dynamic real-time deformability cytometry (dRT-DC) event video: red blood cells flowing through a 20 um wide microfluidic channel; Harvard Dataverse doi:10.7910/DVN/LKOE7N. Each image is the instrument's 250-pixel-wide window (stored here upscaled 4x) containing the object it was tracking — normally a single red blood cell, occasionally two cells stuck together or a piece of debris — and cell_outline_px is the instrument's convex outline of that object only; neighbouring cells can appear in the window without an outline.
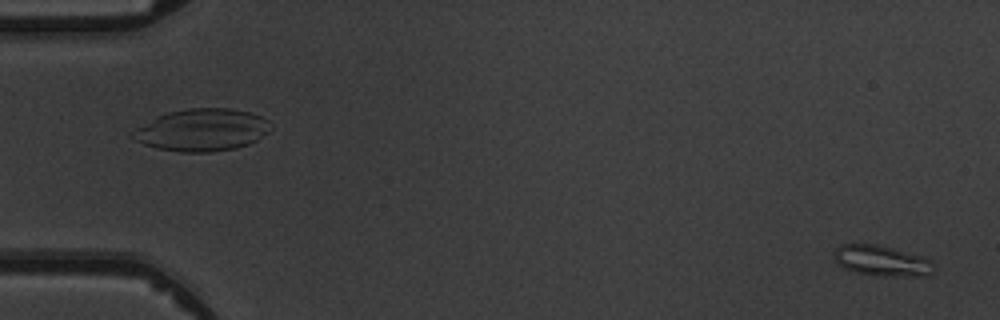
{"species": "common noctule bat (a hibernating species)", "species_latin": "Nyctalus noctula", "temperature_condition": "warm", "stored_images_in_passage": 5, "camera_frame_rate_fps": 3000, "um_per_image_px": 0.085, "animal": {"sex": "male", "body_mass_g": 19.5, "forearm_length_mm": 54.6}, "frame": {"image": 1, "passage_image": 5, "time_ms": 4.333, "image_size_px": [1000, 320], "cell_outline_px": [[936, 268], [928, 276], [884, 276], [856, 272], [844, 268], [836, 264], [832, 256], [832, 252], [840, 244], [876, 244], [892, 248], [920, 256], [936, 264]], "centroid_in_image_um": [74.91, 22.17], "position_along_channel_um": 10.1, "area_um2": 17.92}}